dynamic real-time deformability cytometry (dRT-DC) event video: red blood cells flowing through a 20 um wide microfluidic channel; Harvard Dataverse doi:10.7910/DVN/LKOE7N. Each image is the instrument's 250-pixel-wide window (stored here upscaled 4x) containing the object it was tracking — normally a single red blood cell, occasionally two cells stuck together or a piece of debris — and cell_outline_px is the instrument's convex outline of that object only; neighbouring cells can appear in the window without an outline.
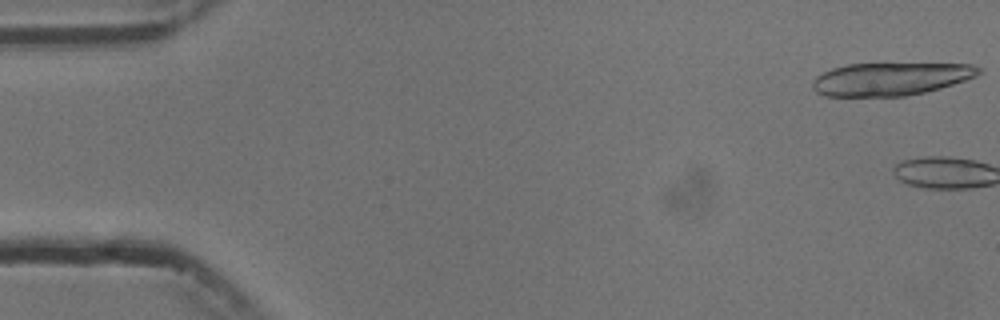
{"species": "common noctule bat (a hibernating species)", "species_latin": "Nyctalus noctula", "temperature_condition": "cold", "stored_images_in_passage": 9, "camera_frame_rate_fps": 3000, "um_per_image_px": 0.085, "animal": {"sex": "male", "body_mass_g": 13.3}, "frame": {"image": 1, "passage_image": 1, "time_ms": 0.0, "image_size_px": [1000, 320], "cell_outline_px": [[980, 72], [976, 76], [940, 88], [924, 92], [904, 96], [824, 96], [816, 92], [812, 88], [812, 80], [816, 76], [832, 68], [848, 64], [972, 64], [980, 68]], "centroid_in_image_um": [75.65, 6.71], "position_along_channel_um": 9.4, "area_um2": 31.62}}
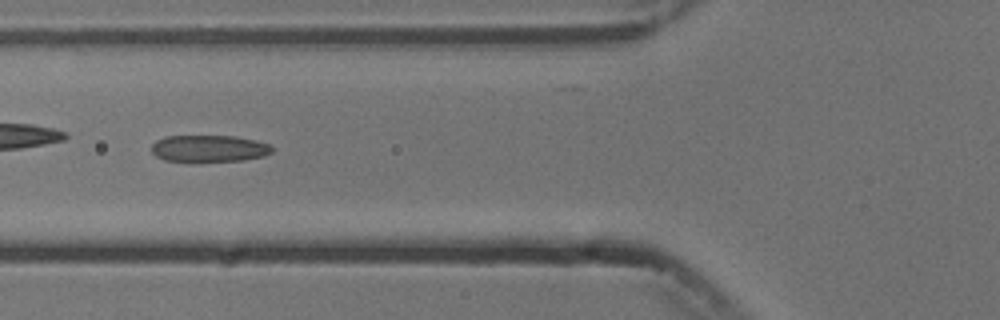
{"frame": {"image": 2, "passage_image": 7, "time_ms": 7.0, "image_size_px": [1000, 320], "cell_outline_px": [[272, 152], [264, 156], [244, 160], [164, 160], [156, 156], [152, 152], [152, 144], [156, 140], [164, 136], [236, 136], [268, 144], [272, 148]], "centroid_in_image_um": [17.75, 12.6], "position_along_channel_um": 108.1, "area_um2": 18.38}}
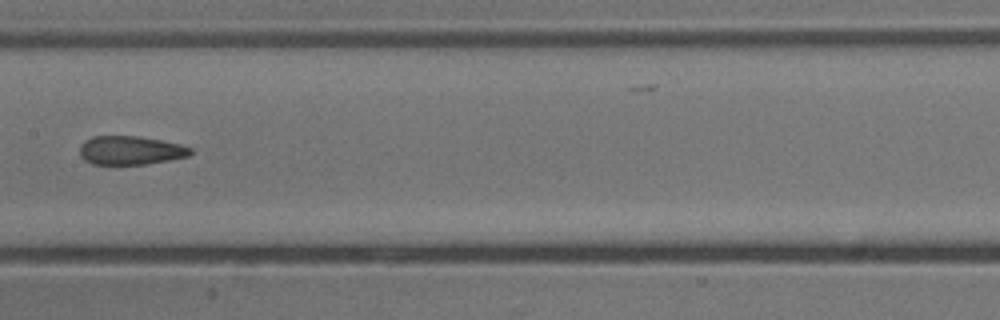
{"frame": {"image": 3, "passage_image": 9, "time_ms": 9.333, "image_size_px": [1000, 320], "cell_outline_px": [[192, 152], [188, 156], [168, 160], [144, 164], [92, 164], [84, 160], [80, 156], [80, 144], [84, 140], [92, 136], [136, 136], [160, 140], [180, 144], [192, 148]], "centroid_in_image_um": [11.05, 12.77], "position_along_channel_um": 196.3, "area_um2": 18.5}}